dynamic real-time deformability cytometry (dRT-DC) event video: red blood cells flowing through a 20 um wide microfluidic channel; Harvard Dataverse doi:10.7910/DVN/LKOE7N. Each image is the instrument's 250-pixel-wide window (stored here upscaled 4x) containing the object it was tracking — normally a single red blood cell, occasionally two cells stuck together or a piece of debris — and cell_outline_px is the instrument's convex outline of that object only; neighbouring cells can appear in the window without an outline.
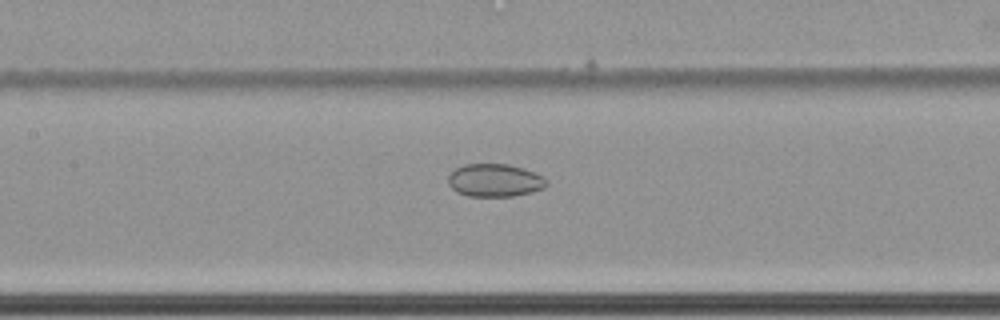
{"species": "common noctule bat (a hibernating species)", "species_latin": "Nyctalus noctula", "temperature_condition": "cold", "stored_images_in_passage": 49, "camera_frame_rate_fps": 3000, "um_per_image_px": 0.085, "animal": {"sex": "female", "body_mass_g": 22.7, "forearm_length_mm": 54.2}, "frame": {"image": 1, "passage_image": 26, "time_ms": 8.333, "image_size_px": [1000, 320], "cell_outline_px": [[548, 184], [544, 188], [532, 192], [512, 196], [468, 196], [456, 192], [448, 184], [448, 176], [456, 168], [464, 164], [508, 164], [524, 168], [536, 172], [544, 176], [548, 180]], "centroid_in_image_um": [42.09, 15.32], "position_along_channel_um": 165.3, "area_um2": 19.07}}
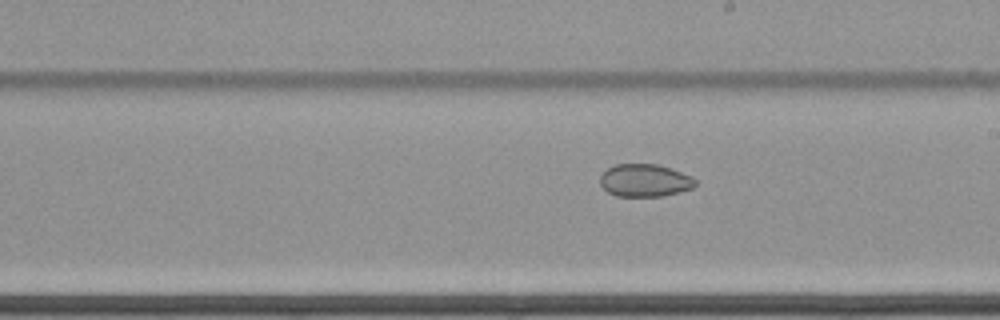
{"frame": {"image": 2, "passage_image": 32, "time_ms": 10.333, "image_size_px": [1000, 320], "cell_outline_px": [[696, 184], [692, 188], [660, 196], [616, 196], [608, 192], [600, 184], [600, 176], [608, 168], [616, 164], [656, 164], [672, 168], [692, 176], [696, 180]], "centroid_in_image_um": [54.8, 15.32], "position_along_channel_um": 234.2, "area_um2": 18.03}}
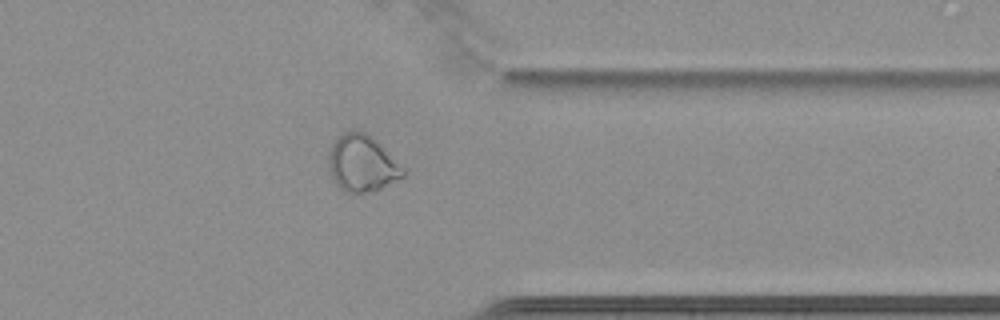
{"frame": {"image": 3, "passage_image": 45, "time_ms": 14.667, "image_size_px": [1000, 320], "cell_outline_px": [[404, 176], [372, 192], [344, 192], [336, 184], [328, 172], [328, 148], [348, 128], [364, 132], [404, 168]], "centroid_in_image_um": [30.69, 13.9], "position_along_channel_um": 380.7, "area_um2": 24.22}}